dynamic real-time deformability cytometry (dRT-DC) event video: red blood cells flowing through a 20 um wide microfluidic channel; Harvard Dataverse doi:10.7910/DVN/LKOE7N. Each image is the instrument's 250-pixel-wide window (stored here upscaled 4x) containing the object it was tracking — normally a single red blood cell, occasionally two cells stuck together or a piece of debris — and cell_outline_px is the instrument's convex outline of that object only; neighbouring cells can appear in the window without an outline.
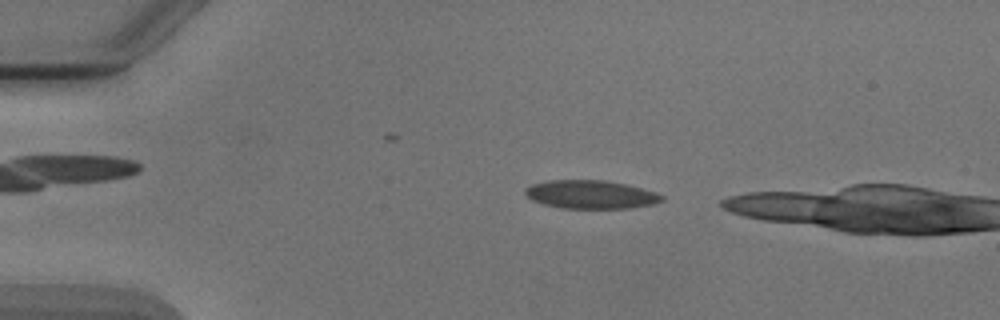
{"species": "Egyptian fruit bat (a non-hibernating species)", "species_latin": "Rousettus aegyptiacus", "temperature_condition": "cold", "stored_images_in_passage": 2, "camera_frame_rate_fps": 3000, "um_per_image_px": 0.085, "animal": {"sex": "male"}, "frame": {"image": 1, "passage_image": 1, "time_ms": 0.0, "image_size_px": [1000, 320], "cell_outline_px": [[664, 200], [652, 204], [628, 208], [564, 208], [544, 204], [532, 200], [524, 192], [524, 188], [532, 184], [548, 180], [604, 180], [624, 184], [640, 188], [664, 196]], "centroid_in_image_um": [50.17, 16.53], "position_along_channel_um": 34.8, "area_um2": 22.31}}